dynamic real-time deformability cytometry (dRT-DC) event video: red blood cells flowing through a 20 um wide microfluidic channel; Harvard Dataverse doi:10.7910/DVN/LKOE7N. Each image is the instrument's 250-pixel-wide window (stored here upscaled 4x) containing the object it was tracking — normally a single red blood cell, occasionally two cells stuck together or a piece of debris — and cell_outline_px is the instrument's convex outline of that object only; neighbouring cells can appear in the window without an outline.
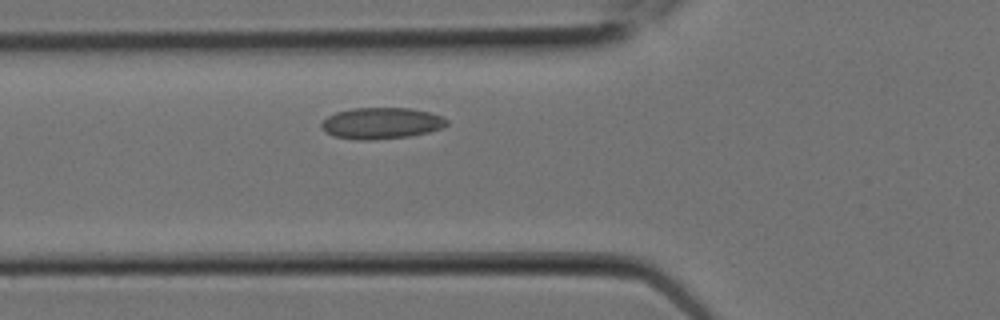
{"species": "Egyptian fruit bat (a non-hibernating species)", "species_latin": "Rousettus aegyptiacus", "temperature_condition": "room temperature", "stored_images_in_passage": 4, "camera_frame_rate_fps": 3000, "um_per_image_px": 0.085, "animal": {"sex": "female"}, "frame": {"image": 1, "passage_image": 4, "time_ms": 1.0, "image_size_px": [1000, 320], "cell_outline_px": [[448, 124], [444, 128], [428, 132], [408, 136], [368, 140], [360, 140], [332, 136], [324, 132], [320, 128], [320, 124], [328, 116], [336, 112], [352, 108], [408, 108], [428, 112], [440, 116], [448, 120]], "centroid_in_image_um": [32.38, 10.47], "position_along_channel_um": 93.4, "area_um2": 22.89}}